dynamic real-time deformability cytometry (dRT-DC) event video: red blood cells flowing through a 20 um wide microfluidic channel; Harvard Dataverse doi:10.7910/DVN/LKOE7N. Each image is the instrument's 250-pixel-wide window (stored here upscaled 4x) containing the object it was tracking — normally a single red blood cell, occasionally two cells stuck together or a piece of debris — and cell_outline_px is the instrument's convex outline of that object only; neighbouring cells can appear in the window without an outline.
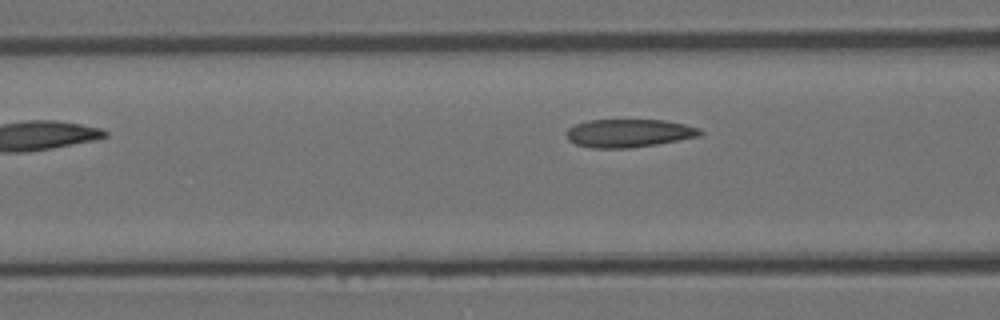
{"species": "Egyptian fruit bat (a non-hibernating species)", "species_latin": "Rousettus aegyptiacus", "temperature_condition": "room temperature", "stored_images_in_passage": 7, "camera_frame_rate_fps": 3000, "um_per_image_px": 0.085, "animal": {"sex": "female"}, "frame": {"image": 1, "passage_image": 4, "time_ms": 1.0, "image_size_px": [1000, 320], "cell_outline_px": [[704, 132], [700, 136], [656, 144], [628, 148], [592, 148], [576, 144], [568, 140], [568, 128], [576, 124], [588, 120], [664, 120], [684, 124], [700, 128]], "centroid_in_image_um": [53.47, 11.31], "position_along_channel_um": 113.1, "area_um2": 21.79}}
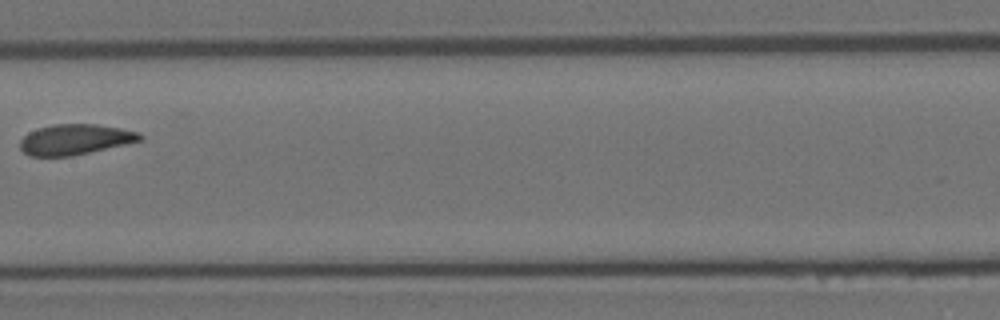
{"frame": {"image": 2, "passage_image": 6, "time_ms": 1.667, "image_size_px": [1000, 320], "cell_outline_px": [[144, 140], [72, 156], [28, 156], [20, 148], [20, 140], [28, 132], [36, 128], [52, 124], [96, 124], [120, 128], [140, 132], [144, 136]], "centroid_in_image_um": [6.39, 11.85], "position_along_channel_um": 201.0, "area_um2": 21.5}}
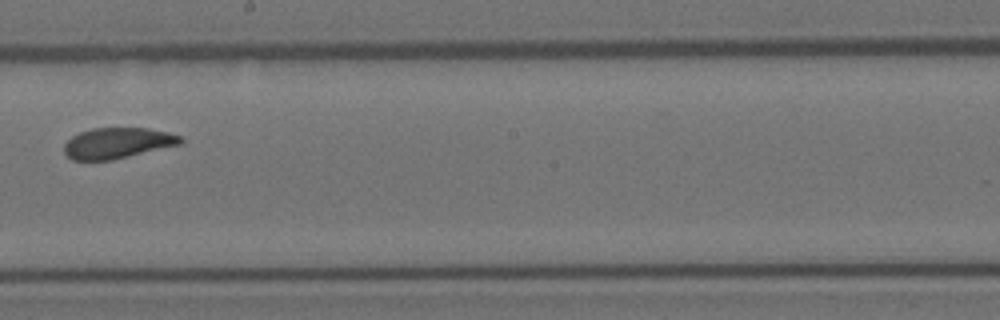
{"frame": {"image": 3, "passage_image": 7, "time_ms": 2.0, "image_size_px": [1000, 320], "cell_outline_px": [[184, 140], [180, 144], [112, 160], [72, 160], [64, 152], [64, 144], [72, 136], [80, 132], [92, 128], [148, 128], [168, 132], [184, 136]], "centroid_in_image_um": [10.0, 12.15], "position_along_channel_um": 238.2, "area_um2": 20.87}}